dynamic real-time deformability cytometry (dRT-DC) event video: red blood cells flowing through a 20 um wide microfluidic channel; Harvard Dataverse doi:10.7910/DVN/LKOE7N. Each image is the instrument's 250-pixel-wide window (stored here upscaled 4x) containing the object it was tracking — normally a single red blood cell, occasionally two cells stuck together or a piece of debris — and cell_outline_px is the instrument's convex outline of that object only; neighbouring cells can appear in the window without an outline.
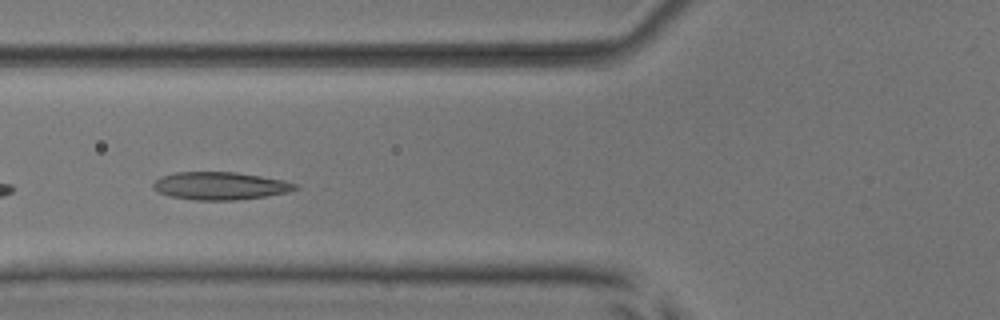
{"species": "common noctule bat (a hibernating species)", "species_latin": "Nyctalus noctula", "temperature_condition": "room temperature", "stored_images_in_passage": 22, "camera_frame_rate_fps": 3000, "um_per_image_px": 0.085, "animal": {"sex": "male", "body_mass_g": 17.9, "forearm_length_mm": 54.2}, "frame": {"image": 1, "passage_image": 16, "time_ms": 5.0, "image_size_px": [1000, 320], "cell_outline_px": [[300, 188], [288, 192], [264, 196], [236, 200], [196, 200], [168, 196], [152, 188], [152, 184], [160, 176], [176, 172], [236, 172], [284, 180], [296, 184]], "centroid_in_image_um": [18.7, 15.79], "position_along_channel_um": 107.1, "area_um2": 22.95}}
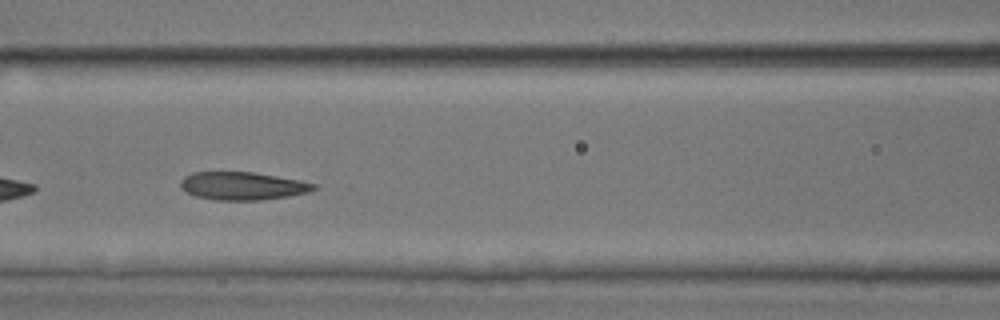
{"frame": {"image": 2, "passage_image": 19, "time_ms": 6.0, "image_size_px": [1000, 320], "cell_outline_px": [[316, 188], [308, 192], [288, 196], [260, 200], [216, 200], [196, 196], [180, 188], [180, 180], [184, 176], [192, 172], [252, 172], [300, 180], [316, 184]], "centroid_in_image_um": [20.59, 15.8], "position_along_channel_um": 146.0, "area_um2": 21.62}}